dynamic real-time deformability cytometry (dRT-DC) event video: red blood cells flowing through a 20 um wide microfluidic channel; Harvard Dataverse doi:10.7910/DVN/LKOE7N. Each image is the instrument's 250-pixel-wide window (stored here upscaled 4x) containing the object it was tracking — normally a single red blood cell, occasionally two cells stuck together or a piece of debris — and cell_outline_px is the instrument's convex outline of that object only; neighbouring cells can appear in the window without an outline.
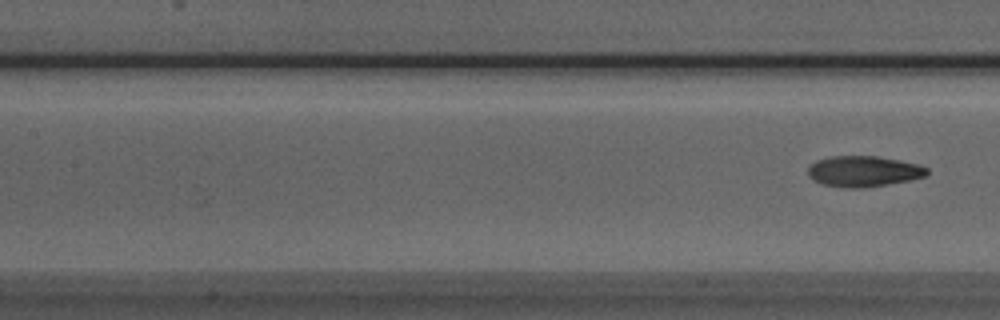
{"species": "Egyptian fruit bat (a non-hibernating species)", "species_latin": "Rousettus aegyptiacus", "temperature_condition": "room temperature", "stored_images_in_passage": 5, "camera_frame_rate_fps": 3000, "um_per_image_px": 0.085, "animal": {"sex": "male"}, "frame": {"image": 1, "passage_image": 5, "time_ms": 1.333, "image_size_px": [1000, 320], "cell_outline_px": [[928, 172], [924, 176], [908, 180], [888, 184], [864, 188], [844, 188], [824, 184], [808, 176], [808, 168], [816, 160], [832, 156], [876, 156], [916, 164], [928, 168]], "centroid_in_image_um": [73.37, 14.56], "position_along_channel_um": 134.0, "area_um2": 21.04}}